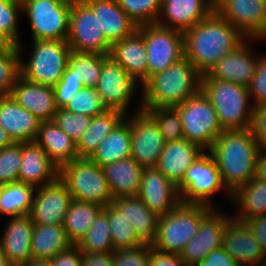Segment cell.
I'll return each instance as SVG.
<instances>
[{
	"instance_id": "cell-1",
	"label": "cell",
	"mask_w": 266,
	"mask_h": 266,
	"mask_svg": "<svg viewBox=\"0 0 266 266\" xmlns=\"http://www.w3.org/2000/svg\"><path fill=\"white\" fill-rule=\"evenodd\" d=\"M183 33L185 57L202 75L247 39L216 12Z\"/></svg>"
},
{
	"instance_id": "cell-2",
	"label": "cell",
	"mask_w": 266,
	"mask_h": 266,
	"mask_svg": "<svg viewBox=\"0 0 266 266\" xmlns=\"http://www.w3.org/2000/svg\"><path fill=\"white\" fill-rule=\"evenodd\" d=\"M260 149L250 129H245L224 130L208 150L231 194L253 179Z\"/></svg>"
},
{
	"instance_id": "cell-3",
	"label": "cell",
	"mask_w": 266,
	"mask_h": 266,
	"mask_svg": "<svg viewBox=\"0 0 266 266\" xmlns=\"http://www.w3.org/2000/svg\"><path fill=\"white\" fill-rule=\"evenodd\" d=\"M201 79L202 74L183 57L140 86L141 107H176L201 90Z\"/></svg>"
},
{
	"instance_id": "cell-4",
	"label": "cell",
	"mask_w": 266,
	"mask_h": 266,
	"mask_svg": "<svg viewBox=\"0 0 266 266\" xmlns=\"http://www.w3.org/2000/svg\"><path fill=\"white\" fill-rule=\"evenodd\" d=\"M201 90L214 106L223 130L250 128L254 106L248 87L231 81L201 79Z\"/></svg>"
},
{
	"instance_id": "cell-5",
	"label": "cell",
	"mask_w": 266,
	"mask_h": 266,
	"mask_svg": "<svg viewBox=\"0 0 266 266\" xmlns=\"http://www.w3.org/2000/svg\"><path fill=\"white\" fill-rule=\"evenodd\" d=\"M31 56L22 58V41L17 45L21 77L28 82L54 87L62 78L71 53L67 40H32Z\"/></svg>"
},
{
	"instance_id": "cell-6",
	"label": "cell",
	"mask_w": 266,
	"mask_h": 266,
	"mask_svg": "<svg viewBox=\"0 0 266 266\" xmlns=\"http://www.w3.org/2000/svg\"><path fill=\"white\" fill-rule=\"evenodd\" d=\"M211 209L212 207L207 205L180 203L170 212L159 216L152 248L180 254L196 235L202 218Z\"/></svg>"
},
{
	"instance_id": "cell-7",
	"label": "cell",
	"mask_w": 266,
	"mask_h": 266,
	"mask_svg": "<svg viewBox=\"0 0 266 266\" xmlns=\"http://www.w3.org/2000/svg\"><path fill=\"white\" fill-rule=\"evenodd\" d=\"M58 177L74 200L106 207L114 199L102 167L89 158H77L62 165Z\"/></svg>"
},
{
	"instance_id": "cell-8",
	"label": "cell",
	"mask_w": 266,
	"mask_h": 266,
	"mask_svg": "<svg viewBox=\"0 0 266 266\" xmlns=\"http://www.w3.org/2000/svg\"><path fill=\"white\" fill-rule=\"evenodd\" d=\"M177 188L181 203L200 204L217 208L218 206H215L213 202L215 201L213 197L220 190L224 191V193L226 192V196H229L231 200V193L223 183L217 162L211 153L206 150L186 170Z\"/></svg>"
},
{
	"instance_id": "cell-9",
	"label": "cell",
	"mask_w": 266,
	"mask_h": 266,
	"mask_svg": "<svg viewBox=\"0 0 266 266\" xmlns=\"http://www.w3.org/2000/svg\"><path fill=\"white\" fill-rule=\"evenodd\" d=\"M32 40H67L72 0H22Z\"/></svg>"
},
{
	"instance_id": "cell-10",
	"label": "cell",
	"mask_w": 266,
	"mask_h": 266,
	"mask_svg": "<svg viewBox=\"0 0 266 266\" xmlns=\"http://www.w3.org/2000/svg\"><path fill=\"white\" fill-rule=\"evenodd\" d=\"M176 107L179 110L184 138L208 151L224 131L209 98L200 90Z\"/></svg>"
},
{
	"instance_id": "cell-11",
	"label": "cell",
	"mask_w": 266,
	"mask_h": 266,
	"mask_svg": "<svg viewBox=\"0 0 266 266\" xmlns=\"http://www.w3.org/2000/svg\"><path fill=\"white\" fill-rule=\"evenodd\" d=\"M146 44L148 79L185 57L184 33L157 23L138 26Z\"/></svg>"
},
{
	"instance_id": "cell-12",
	"label": "cell",
	"mask_w": 266,
	"mask_h": 266,
	"mask_svg": "<svg viewBox=\"0 0 266 266\" xmlns=\"http://www.w3.org/2000/svg\"><path fill=\"white\" fill-rule=\"evenodd\" d=\"M67 42L72 51L107 56L112 46L100 30L98 17L83 0H72Z\"/></svg>"
},
{
	"instance_id": "cell-13",
	"label": "cell",
	"mask_w": 266,
	"mask_h": 266,
	"mask_svg": "<svg viewBox=\"0 0 266 266\" xmlns=\"http://www.w3.org/2000/svg\"><path fill=\"white\" fill-rule=\"evenodd\" d=\"M134 112L125 115L131 129V157L142 167H155L165 146L156 123L142 110L141 97Z\"/></svg>"
},
{
	"instance_id": "cell-14",
	"label": "cell",
	"mask_w": 266,
	"mask_h": 266,
	"mask_svg": "<svg viewBox=\"0 0 266 266\" xmlns=\"http://www.w3.org/2000/svg\"><path fill=\"white\" fill-rule=\"evenodd\" d=\"M138 82L110 56L103 62L102 71L96 87L107 110H117L130 114L131 99ZM137 86V87H136Z\"/></svg>"
},
{
	"instance_id": "cell-15",
	"label": "cell",
	"mask_w": 266,
	"mask_h": 266,
	"mask_svg": "<svg viewBox=\"0 0 266 266\" xmlns=\"http://www.w3.org/2000/svg\"><path fill=\"white\" fill-rule=\"evenodd\" d=\"M73 198L66 184L57 177L35 189L29 217L33 224H64Z\"/></svg>"
},
{
	"instance_id": "cell-16",
	"label": "cell",
	"mask_w": 266,
	"mask_h": 266,
	"mask_svg": "<svg viewBox=\"0 0 266 266\" xmlns=\"http://www.w3.org/2000/svg\"><path fill=\"white\" fill-rule=\"evenodd\" d=\"M212 208L200 222L198 232L180 253L185 266H195L216 249L222 247L227 221L232 217Z\"/></svg>"
},
{
	"instance_id": "cell-17",
	"label": "cell",
	"mask_w": 266,
	"mask_h": 266,
	"mask_svg": "<svg viewBox=\"0 0 266 266\" xmlns=\"http://www.w3.org/2000/svg\"><path fill=\"white\" fill-rule=\"evenodd\" d=\"M258 40L259 38H247L235 50L219 60L207 74L202 75V79L231 81L248 87L254 78L259 56L255 55L251 45L253 41Z\"/></svg>"
},
{
	"instance_id": "cell-18",
	"label": "cell",
	"mask_w": 266,
	"mask_h": 266,
	"mask_svg": "<svg viewBox=\"0 0 266 266\" xmlns=\"http://www.w3.org/2000/svg\"><path fill=\"white\" fill-rule=\"evenodd\" d=\"M137 196L158 216L165 215L181 203L177 185L156 167H144Z\"/></svg>"
},
{
	"instance_id": "cell-19",
	"label": "cell",
	"mask_w": 266,
	"mask_h": 266,
	"mask_svg": "<svg viewBox=\"0 0 266 266\" xmlns=\"http://www.w3.org/2000/svg\"><path fill=\"white\" fill-rule=\"evenodd\" d=\"M222 248L239 266H259L266 258L247 223L233 216L227 221Z\"/></svg>"
},
{
	"instance_id": "cell-20",
	"label": "cell",
	"mask_w": 266,
	"mask_h": 266,
	"mask_svg": "<svg viewBox=\"0 0 266 266\" xmlns=\"http://www.w3.org/2000/svg\"><path fill=\"white\" fill-rule=\"evenodd\" d=\"M218 13L247 38H260L266 31L265 0H231Z\"/></svg>"
},
{
	"instance_id": "cell-21",
	"label": "cell",
	"mask_w": 266,
	"mask_h": 266,
	"mask_svg": "<svg viewBox=\"0 0 266 266\" xmlns=\"http://www.w3.org/2000/svg\"><path fill=\"white\" fill-rule=\"evenodd\" d=\"M212 12L210 0H162L156 23L184 32Z\"/></svg>"
},
{
	"instance_id": "cell-22",
	"label": "cell",
	"mask_w": 266,
	"mask_h": 266,
	"mask_svg": "<svg viewBox=\"0 0 266 266\" xmlns=\"http://www.w3.org/2000/svg\"><path fill=\"white\" fill-rule=\"evenodd\" d=\"M10 96L41 122L53 120L57 107L52 86L28 82L20 76L13 86Z\"/></svg>"
},
{
	"instance_id": "cell-23",
	"label": "cell",
	"mask_w": 266,
	"mask_h": 266,
	"mask_svg": "<svg viewBox=\"0 0 266 266\" xmlns=\"http://www.w3.org/2000/svg\"><path fill=\"white\" fill-rule=\"evenodd\" d=\"M98 17L100 30L108 42L114 43L133 35L137 24L124 12L116 0H83Z\"/></svg>"
},
{
	"instance_id": "cell-24",
	"label": "cell",
	"mask_w": 266,
	"mask_h": 266,
	"mask_svg": "<svg viewBox=\"0 0 266 266\" xmlns=\"http://www.w3.org/2000/svg\"><path fill=\"white\" fill-rule=\"evenodd\" d=\"M59 168L36 141L22 142V162L18 181L35 188L53 182Z\"/></svg>"
},
{
	"instance_id": "cell-25",
	"label": "cell",
	"mask_w": 266,
	"mask_h": 266,
	"mask_svg": "<svg viewBox=\"0 0 266 266\" xmlns=\"http://www.w3.org/2000/svg\"><path fill=\"white\" fill-rule=\"evenodd\" d=\"M34 224L29 215L9 217L0 236L3 251L13 266H21L30 258Z\"/></svg>"
},
{
	"instance_id": "cell-26",
	"label": "cell",
	"mask_w": 266,
	"mask_h": 266,
	"mask_svg": "<svg viewBox=\"0 0 266 266\" xmlns=\"http://www.w3.org/2000/svg\"><path fill=\"white\" fill-rule=\"evenodd\" d=\"M41 121L11 96L0 97V126L14 142L35 141Z\"/></svg>"
},
{
	"instance_id": "cell-27",
	"label": "cell",
	"mask_w": 266,
	"mask_h": 266,
	"mask_svg": "<svg viewBox=\"0 0 266 266\" xmlns=\"http://www.w3.org/2000/svg\"><path fill=\"white\" fill-rule=\"evenodd\" d=\"M205 150L185 138L165 143L155 166L169 180L178 185L186 170Z\"/></svg>"
},
{
	"instance_id": "cell-28",
	"label": "cell",
	"mask_w": 266,
	"mask_h": 266,
	"mask_svg": "<svg viewBox=\"0 0 266 266\" xmlns=\"http://www.w3.org/2000/svg\"><path fill=\"white\" fill-rule=\"evenodd\" d=\"M142 86L148 80V57L144 37L136 31L133 35L114 43L109 55Z\"/></svg>"
},
{
	"instance_id": "cell-29",
	"label": "cell",
	"mask_w": 266,
	"mask_h": 266,
	"mask_svg": "<svg viewBox=\"0 0 266 266\" xmlns=\"http://www.w3.org/2000/svg\"><path fill=\"white\" fill-rule=\"evenodd\" d=\"M132 224L143 243L151 244L156 236L159 216L136 196L118 197L111 203Z\"/></svg>"
},
{
	"instance_id": "cell-30",
	"label": "cell",
	"mask_w": 266,
	"mask_h": 266,
	"mask_svg": "<svg viewBox=\"0 0 266 266\" xmlns=\"http://www.w3.org/2000/svg\"><path fill=\"white\" fill-rule=\"evenodd\" d=\"M35 141L58 168L79 158L76 142L59 128L53 120L40 123Z\"/></svg>"
},
{
	"instance_id": "cell-31",
	"label": "cell",
	"mask_w": 266,
	"mask_h": 266,
	"mask_svg": "<svg viewBox=\"0 0 266 266\" xmlns=\"http://www.w3.org/2000/svg\"><path fill=\"white\" fill-rule=\"evenodd\" d=\"M102 169L114 199L138 195L144 167L132 157L107 164Z\"/></svg>"
},
{
	"instance_id": "cell-32",
	"label": "cell",
	"mask_w": 266,
	"mask_h": 266,
	"mask_svg": "<svg viewBox=\"0 0 266 266\" xmlns=\"http://www.w3.org/2000/svg\"><path fill=\"white\" fill-rule=\"evenodd\" d=\"M131 157V129L124 117L104 138L97 150L89 158L99 166Z\"/></svg>"
},
{
	"instance_id": "cell-33",
	"label": "cell",
	"mask_w": 266,
	"mask_h": 266,
	"mask_svg": "<svg viewBox=\"0 0 266 266\" xmlns=\"http://www.w3.org/2000/svg\"><path fill=\"white\" fill-rule=\"evenodd\" d=\"M231 202L236 205L234 211L238 210L233 215L235 219L246 221L249 218L266 215V182L253 178L231 194Z\"/></svg>"
},
{
	"instance_id": "cell-34",
	"label": "cell",
	"mask_w": 266,
	"mask_h": 266,
	"mask_svg": "<svg viewBox=\"0 0 266 266\" xmlns=\"http://www.w3.org/2000/svg\"><path fill=\"white\" fill-rule=\"evenodd\" d=\"M71 245L64 224H34L31 239L32 257L51 260Z\"/></svg>"
},
{
	"instance_id": "cell-35",
	"label": "cell",
	"mask_w": 266,
	"mask_h": 266,
	"mask_svg": "<svg viewBox=\"0 0 266 266\" xmlns=\"http://www.w3.org/2000/svg\"><path fill=\"white\" fill-rule=\"evenodd\" d=\"M124 117L125 115L117 110H106L92 117L89 127L76 143L79 158H90L102 140Z\"/></svg>"
},
{
	"instance_id": "cell-36",
	"label": "cell",
	"mask_w": 266,
	"mask_h": 266,
	"mask_svg": "<svg viewBox=\"0 0 266 266\" xmlns=\"http://www.w3.org/2000/svg\"><path fill=\"white\" fill-rule=\"evenodd\" d=\"M102 209V206L95 203L72 200L64 221V228L72 245L79 243Z\"/></svg>"
},
{
	"instance_id": "cell-37",
	"label": "cell",
	"mask_w": 266,
	"mask_h": 266,
	"mask_svg": "<svg viewBox=\"0 0 266 266\" xmlns=\"http://www.w3.org/2000/svg\"><path fill=\"white\" fill-rule=\"evenodd\" d=\"M35 187L23 182L0 186V211L4 216L28 215L31 210Z\"/></svg>"
},
{
	"instance_id": "cell-38",
	"label": "cell",
	"mask_w": 266,
	"mask_h": 266,
	"mask_svg": "<svg viewBox=\"0 0 266 266\" xmlns=\"http://www.w3.org/2000/svg\"><path fill=\"white\" fill-rule=\"evenodd\" d=\"M108 57L98 53L71 51L67 67L72 70V75L80 80L84 87L96 89L102 64Z\"/></svg>"
},
{
	"instance_id": "cell-39",
	"label": "cell",
	"mask_w": 266,
	"mask_h": 266,
	"mask_svg": "<svg viewBox=\"0 0 266 266\" xmlns=\"http://www.w3.org/2000/svg\"><path fill=\"white\" fill-rule=\"evenodd\" d=\"M82 253L113 252L114 245L107 213L102 209L90 229L77 244Z\"/></svg>"
},
{
	"instance_id": "cell-40",
	"label": "cell",
	"mask_w": 266,
	"mask_h": 266,
	"mask_svg": "<svg viewBox=\"0 0 266 266\" xmlns=\"http://www.w3.org/2000/svg\"><path fill=\"white\" fill-rule=\"evenodd\" d=\"M103 210L108 215L114 249L133 248L144 244L136 235L132 224L112 204L103 207Z\"/></svg>"
},
{
	"instance_id": "cell-41",
	"label": "cell",
	"mask_w": 266,
	"mask_h": 266,
	"mask_svg": "<svg viewBox=\"0 0 266 266\" xmlns=\"http://www.w3.org/2000/svg\"><path fill=\"white\" fill-rule=\"evenodd\" d=\"M142 110L156 123L165 143L184 138L177 107L142 108Z\"/></svg>"
},
{
	"instance_id": "cell-42",
	"label": "cell",
	"mask_w": 266,
	"mask_h": 266,
	"mask_svg": "<svg viewBox=\"0 0 266 266\" xmlns=\"http://www.w3.org/2000/svg\"><path fill=\"white\" fill-rule=\"evenodd\" d=\"M20 61L17 45L0 51V97L10 96L13 86L21 76Z\"/></svg>"
},
{
	"instance_id": "cell-43",
	"label": "cell",
	"mask_w": 266,
	"mask_h": 266,
	"mask_svg": "<svg viewBox=\"0 0 266 266\" xmlns=\"http://www.w3.org/2000/svg\"><path fill=\"white\" fill-rule=\"evenodd\" d=\"M137 26L156 23L162 0H116Z\"/></svg>"
},
{
	"instance_id": "cell-44",
	"label": "cell",
	"mask_w": 266,
	"mask_h": 266,
	"mask_svg": "<svg viewBox=\"0 0 266 266\" xmlns=\"http://www.w3.org/2000/svg\"><path fill=\"white\" fill-rule=\"evenodd\" d=\"M63 109L90 117L100 115L107 110L97 90L88 87H83L79 92L75 93Z\"/></svg>"
},
{
	"instance_id": "cell-45",
	"label": "cell",
	"mask_w": 266,
	"mask_h": 266,
	"mask_svg": "<svg viewBox=\"0 0 266 266\" xmlns=\"http://www.w3.org/2000/svg\"><path fill=\"white\" fill-rule=\"evenodd\" d=\"M22 162V142L0 148V186L18 182Z\"/></svg>"
},
{
	"instance_id": "cell-46",
	"label": "cell",
	"mask_w": 266,
	"mask_h": 266,
	"mask_svg": "<svg viewBox=\"0 0 266 266\" xmlns=\"http://www.w3.org/2000/svg\"><path fill=\"white\" fill-rule=\"evenodd\" d=\"M21 14L22 5L20 0H0V30L15 45L21 42L18 30Z\"/></svg>"
},
{
	"instance_id": "cell-47",
	"label": "cell",
	"mask_w": 266,
	"mask_h": 266,
	"mask_svg": "<svg viewBox=\"0 0 266 266\" xmlns=\"http://www.w3.org/2000/svg\"><path fill=\"white\" fill-rule=\"evenodd\" d=\"M92 117L57 108L53 121L76 143L90 125Z\"/></svg>"
},
{
	"instance_id": "cell-48",
	"label": "cell",
	"mask_w": 266,
	"mask_h": 266,
	"mask_svg": "<svg viewBox=\"0 0 266 266\" xmlns=\"http://www.w3.org/2000/svg\"><path fill=\"white\" fill-rule=\"evenodd\" d=\"M151 244L139 247L114 249L113 266H148Z\"/></svg>"
},
{
	"instance_id": "cell-49",
	"label": "cell",
	"mask_w": 266,
	"mask_h": 266,
	"mask_svg": "<svg viewBox=\"0 0 266 266\" xmlns=\"http://www.w3.org/2000/svg\"><path fill=\"white\" fill-rule=\"evenodd\" d=\"M83 83L72 75V70L66 67V70L53 87L55 92V104L57 108H63L70 101L72 96L83 88Z\"/></svg>"
},
{
	"instance_id": "cell-50",
	"label": "cell",
	"mask_w": 266,
	"mask_h": 266,
	"mask_svg": "<svg viewBox=\"0 0 266 266\" xmlns=\"http://www.w3.org/2000/svg\"><path fill=\"white\" fill-rule=\"evenodd\" d=\"M248 92L254 107L266 102V54L258 56L256 72Z\"/></svg>"
},
{
	"instance_id": "cell-51",
	"label": "cell",
	"mask_w": 266,
	"mask_h": 266,
	"mask_svg": "<svg viewBox=\"0 0 266 266\" xmlns=\"http://www.w3.org/2000/svg\"><path fill=\"white\" fill-rule=\"evenodd\" d=\"M249 129L260 148H266V102L253 108Z\"/></svg>"
},
{
	"instance_id": "cell-52",
	"label": "cell",
	"mask_w": 266,
	"mask_h": 266,
	"mask_svg": "<svg viewBox=\"0 0 266 266\" xmlns=\"http://www.w3.org/2000/svg\"><path fill=\"white\" fill-rule=\"evenodd\" d=\"M51 263L52 266H81L82 252L78 249L77 245H71L52 258Z\"/></svg>"
},
{
	"instance_id": "cell-53",
	"label": "cell",
	"mask_w": 266,
	"mask_h": 266,
	"mask_svg": "<svg viewBox=\"0 0 266 266\" xmlns=\"http://www.w3.org/2000/svg\"><path fill=\"white\" fill-rule=\"evenodd\" d=\"M148 266H185L180 254L150 249Z\"/></svg>"
},
{
	"instance_id": "cell-54",
	"label": "cell",
	"mask_w": 266,
	"mask_h": 266,
	"mask_svg": "<svg viewBox=\"0 0 266 266\" xmlns=\"http://www.w3.org/2000/svg\"><path fill=\"white\" fill-rule=\"evenodd\" d=\"M195 266H239L233 257L222 247L211 251L205 259Z\"/></svg>"
},
{
	"instance_id": "cell-55",
	"label": "cell",
	"mask_w": 266,
	"mask_h": 266,
	"mask_svg": "<svg viewBox=\"0 0 266 266\" xmlns=\"http://www.w3.org/2000/svg\"><path fill=\"white\" fill-rule=\"evenodd\" d=\"M245 222L266 255V215L249 218Z\"/></svg>"
},
{
	"instance_id": "cell-56",
	"label": "cell",
	"mask_w": 266,
	"mask_h": 266,
	"mask_svg": "<svg viewBox=\"0 0 266 266\" xmlns=\"http://www.w3.org/2000/svg\"><path fill=\"white\" fill-rule=\"evenodd\" d=\"M81 266H113L112 252L82 253Z\"/></svg>"
},
{
	"instance_id": "cell-57",
	"label": "cell",
	"mask_w": 266,
	"mask_h": 266,
	"mask_svg": "<svg viewBox=\"0 0 266 266\" xmlns=\"http://www.w3.org/2000/svg\"><path fill=\"white\" fill-rule=\"evenodd\" d=\"M253 178L266 182V148H261L258 153Z\"/></svg>"
},
{
	"instance_id": "cell-58",
	"label": "cell",
	"mask_w": 266,
	"mask_h": 266,
	"mask_svg": "<svg viewBox=\"0 0 266 266\" xmlns=\"http://www.w3.org/2000/svg\"><path fill=\"white\" fill-rule=\"evenodd\" d=\"M21 266H52L51 260L32 257Z\"/></svg>"
},
{
	"instance_id": "cell-59",
	"label": "cell",
	"mask_w": 266,
	"mask_h": 266,
	"mask_svg": "<svg viewBox=\"0 0 266 266\" xmlns=\"http://www.w3.org/2000/svg\"><path fill=\"white\" fill-rule=\"evenodd\" d=\"M14 143L11 136L0 126V148L11 146Z\"/></svg>"
},
{
	"instance_id": "cell-60",
	"label": "cell",
	"mask_w": 266,
	"mask_h": 266,
	"mask_svg": "<svg viewBox=\"0 0 266 266\" xmlns=\"http://www.w3.org/2000/svg\"><path fill=\"white\" fill-rule=\"evenodd\" d=\"M15 44L0 30V51L8 50Z\"/></svg>"
},
{
	"instance_id": "cell-61",
	"label": "cell",
	"mask_w": 266,
	"mask_h": 266,
	"mask_svg": "<svg viewBox=\"0 0 266 266\" xmlns=\"http://www.w3.org/2000/svg\"><path fill=\"white\" fill-rule=\"evenodd\" d=\"M231 0H210L213 12L218 13Z\"/></svg>"
},
{
	"instance_id": "cell-62",
	"label": "cell",
	"mask_w": 266,
	"mask_h": 266,
	"mask_svg": "<svg viewBox=\"0 0 266 266\" xmlns=\"http://www.w3.org/2000/svg\"><path fill=\"white\" fill-rule=\"evenodd\" d=\"M0 266H13L9 261L8 258L5 256L3 251L2 243L0 240Z\"/></svg>"
},
{
	"instance_id": "cell-63",
	"label": "cell",
	"mask_w": 266,
	"mask_h": 266,
	"mask_svg": "<svg viewBox=\"0 0 266 266\" xmlns=\"http://www.w3.org/2000/svg\"><path fill=\"white\" fill-rule=\"evenodd\" d=\"M262 39H266V31L261 35V37L259 38V40L261 41Z\"/></svg>"
},
{
	"instance_id": "cell-64",
	"label": "cell",
	"mask_w": 266,
	"mask_h": 266,
	"mask_svg": "<svg viewBox=\"0 0 266 266\" xmlns=\"http://www.w3.org/2000/svg\"><path fill=\"white\" fill-rule=\"evenodd\" d=\"M259 266H266V258L264 259V261Z\"/></svg>"
}]
</instances>
